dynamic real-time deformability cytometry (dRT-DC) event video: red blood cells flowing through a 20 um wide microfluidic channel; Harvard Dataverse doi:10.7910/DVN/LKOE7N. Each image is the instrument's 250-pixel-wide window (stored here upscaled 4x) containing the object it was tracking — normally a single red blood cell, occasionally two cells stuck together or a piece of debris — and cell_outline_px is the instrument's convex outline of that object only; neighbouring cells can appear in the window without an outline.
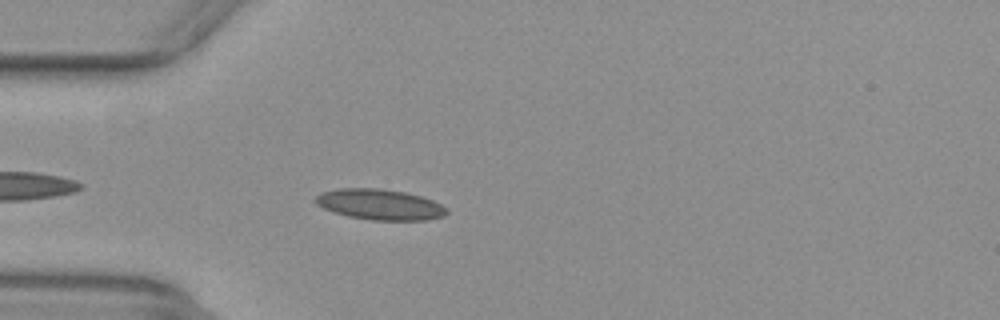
{"species": "common noctule bat (a hibernating species)", "species_latin": "Nyctalus noctula", "temperature_condition": "warm", "stored_images_in_passage": 42, "camera_frame_rate_fps": 3000, "um_per_image_px": 0.085, "animal": {"sex": "female", "body_mass_g": 29.2, "forearm_length_mm": 56.3}, "frame": {"image": 1, "passage_image": 4, "time_ms": 1.0, "image_size_px": [1000, 320], "cell_outline_px": [[448, 212], [444, 216], [428, 220], [372, 220], [348, 216], [332, 212], [316, 204], [312, 200], [320, 192], [340, 188], [380, 188], [404, 192], [420, 196], [432, 200], [448, 208]], "centroid_in_image_um": [32.26, 17.38], "position_along_channel_um": 52.7, "area_um2": 23.58}}
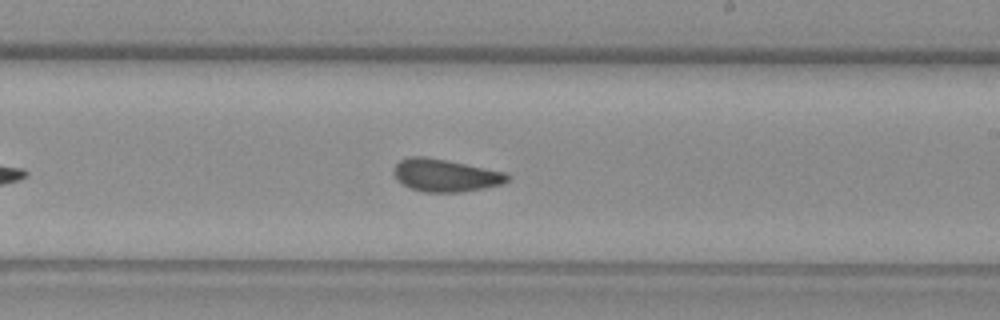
{"frame": {"image": 2, "passage_image": 20, "time_ms": 6.333, "image_size_px": [1000, 320], "cell_outline_px": [[508, 180], [504, 184], [484, 188], [460, 192], [424, 192], [408, 188], [396, 180], [392, 172], [392, 168], [400, 160], [408, 156], [424, 156], [448, 160], [504, 172], [508, 176]], "centroid_in_image_um": [37.79, 14.9], "position_along_channel_um": 251.2, "area_um2": 21.79}}
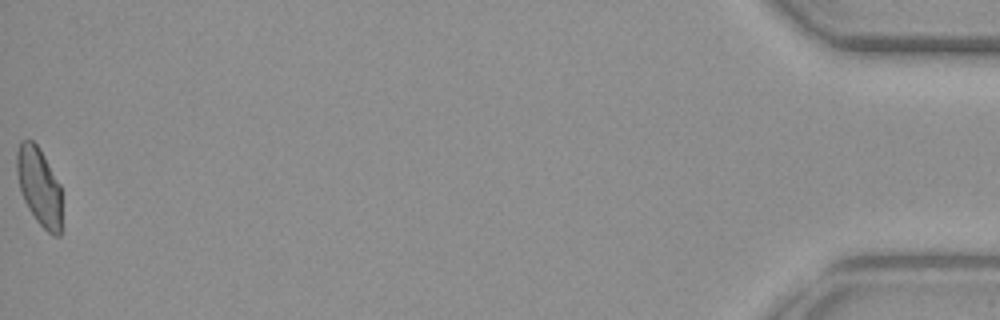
{"frame": {"image": 3, "passage_image": 42, "time_ms": 13.667, "image_size_px": [1000, 320], "cell_outline_px": [[60, 236], [52, 236], [36, 220], [28, 208], [20, 192], [16, 172], [16, 152], [20, 140], [32, 140], [36, 144], [44, 156], [60, 184]], "centroid_in_image_um": [3.29, 15.84], "position_along_channel_um": 431.9, "area_um2": 20.4}, "authors_computed_cell_mechanics": {"area_um2": 21.5016, "velocity_mm_per_s": 3.8981, "shape_relaxation_time_tau1_ms": null, "shape_relaxation_time_tau2_ms": 1.4657, "deformation_change_tau1": null, "deformation_change_tau2": 0.0654}}